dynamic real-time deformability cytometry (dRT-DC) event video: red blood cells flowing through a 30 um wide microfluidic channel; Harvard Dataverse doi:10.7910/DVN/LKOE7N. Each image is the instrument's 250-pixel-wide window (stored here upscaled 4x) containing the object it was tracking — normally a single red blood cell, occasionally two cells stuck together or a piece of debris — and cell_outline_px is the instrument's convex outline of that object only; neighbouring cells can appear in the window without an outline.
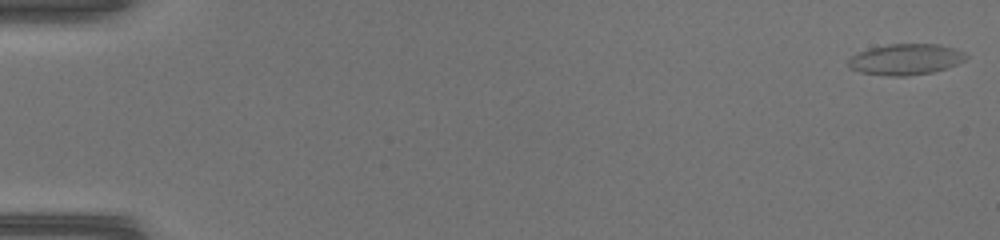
{"species": "common noctule bat (a hibernating species)", "species_latin": "Nyctalus noctula", "temperature_condition": "warm", "stored_images_in_passage": 48, "camera_frame_rate_fps": 3000, "um_per_image_px": 0.085, "animal": {"sex": "female", "body_mass_g": 17.0, "forearm_length_mm": 48.0}, "frame": {"image": 1, "passage_image": 1, "time_ms": 0.0, "image_size_px": [1000, 240], "cell_outline_px": [[968, 56], [964, 60], [956, 64], [932, 72], [908, 76], [892, 76], [860, 72], [852, 68], [848, 64], [848, 60], [852, 56], [860, 52], [872, 48], [888, 44], [936, 44], [952, 48], [964, 52]], "centroid_in_image_um": [76.99, 5.05], "position_along_channel_um": 8.0, "area_um2": 20.81}}
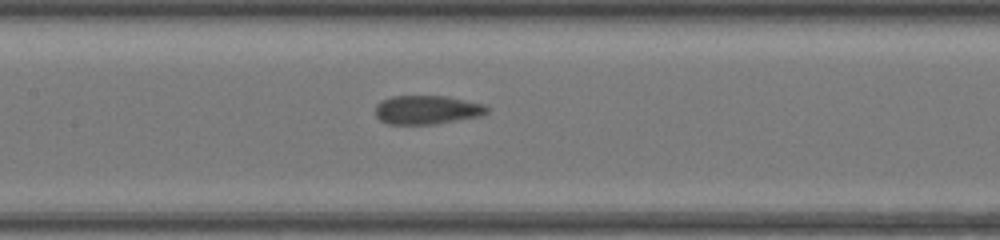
{"frame": {"image": 2, "passage_image": 24, "time_ms": 7.667, "image_size_px": [1000, 240], "cell_outline_px": [[488, 112], [480, 116], [436, 124], [388, 124], [380, 120], [376, 116], [376, 104], [380, 100], [392, 96], [448, 96], [484, 104], [488, 108]], "centroid_in_image_um": [36.28, 9.33], "position_along_channel_um": 171.1, "area_um2": 18.84}}
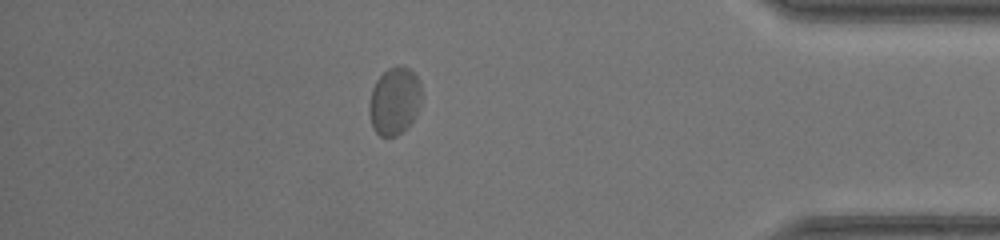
{"frame": {"image": 3, "passage_image": 42, "time_ms": 13.667, "image_size_px": [1000, 240], "cell_outline_px": [[420, 108], [416, 116], [396, 136], [380, 136], [372, 128], [368, 108], [372, 88], [376, 80], [388, 68], [396, 64], [400, 64], [408, 68], [420, 80]], "centroid_in_image_um": [33.51, 8.56], "position_along_channel_um": 401.7, "area_um2": 20.63}}